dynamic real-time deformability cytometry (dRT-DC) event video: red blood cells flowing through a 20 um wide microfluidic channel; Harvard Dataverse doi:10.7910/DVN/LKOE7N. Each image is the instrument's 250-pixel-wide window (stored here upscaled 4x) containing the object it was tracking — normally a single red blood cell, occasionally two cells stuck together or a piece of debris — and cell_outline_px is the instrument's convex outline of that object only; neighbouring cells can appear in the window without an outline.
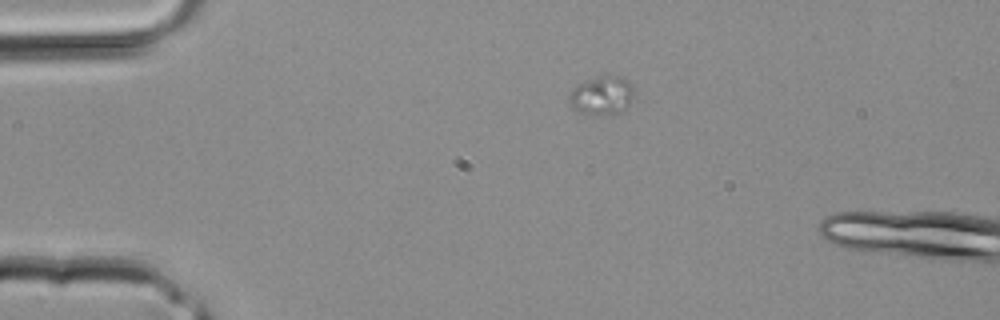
{"species": "common noctule bat (a hibernating species)", "species_latin": "Nyctalus noctula", "temperature_condition": "room temperature", "stored_images_in_passage": 2, "camera_frame_rate_fps": 3000, "um_per_image_px": 0.085, "animal": {"sex": "male", "body_mass_g": 20.4}, "frame": {"image": 1, "passage_image": 1, "time_ms": 0.0, "image_size_px": [1000, 320], "cell_outline_px": [[632, 96], [628, 104], [620, 112], [604, 116], [596, 116], [580, 112], [572, 108], [568, 104], [568, 96], [572, 88], [588, 80], [616, 76], [624, 76], [632, 84]], "centroid_in_image_um": [51.12, 8.16], "position_along_channel_um": 33.9, "area_um2": 14.45}}